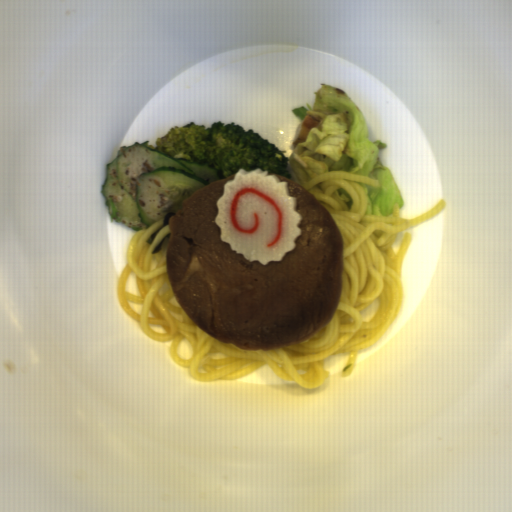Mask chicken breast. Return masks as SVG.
<instances>
[{
	"label": "chicken breast",
	"instance_id": "cb542c10",
	"mask_svg": "<svg viewBox=\"0 0 512 512\" xmlns=\"http://www.w3.org/2000/svg\"><path fill=\"white\" fill-rule=\"evenodd\" d=\"M320 126V121L312 118L309 115H305L300 124L297 125L293 144L297 148L299 143H306L307 133L310 129Z\"/></svg>",
	"mask_w": 512,
	"mask_h": 512
}]
</instances>
